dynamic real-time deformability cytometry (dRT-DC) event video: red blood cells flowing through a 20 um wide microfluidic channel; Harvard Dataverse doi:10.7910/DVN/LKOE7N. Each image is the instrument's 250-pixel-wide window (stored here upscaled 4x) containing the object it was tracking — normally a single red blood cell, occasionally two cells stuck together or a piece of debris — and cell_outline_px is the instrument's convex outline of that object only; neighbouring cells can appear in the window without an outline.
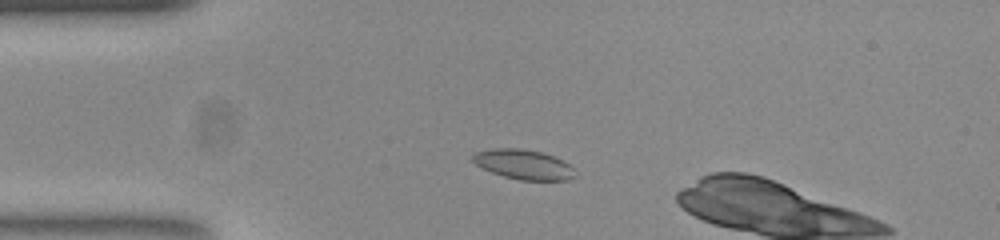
{"species": "common noctule bat (a hibernating species)", "species_latin": "Nyctalus noctula", "temperature_condition": "room temperature", "stored_images_in_passage": 12, "camera_frame_rate_fps": 3000, "um_per_image_px": 0.085, "animal": {"sex": "female", "body_mass_g": 23.0, "forearm_length_mm": 53.4}, "frame": {"image": 1, "passage_image": 9, "time_ms": 2.667, "image_size_px": [1000, 240], "cell_outline_px": [[572, 176], [564, 180], [520, 180], [504, 176], [492, 172], [476, 164], [472, 160], [472, 156], [476, 152], [496, 148], [516, 148], [540, 152], [552, 156], [568, 164], [572, 168]], "centroid_in_image_um": [44.44, 13.97], "position_along_channel_um": 40.6, "area_um2": 17.11}}